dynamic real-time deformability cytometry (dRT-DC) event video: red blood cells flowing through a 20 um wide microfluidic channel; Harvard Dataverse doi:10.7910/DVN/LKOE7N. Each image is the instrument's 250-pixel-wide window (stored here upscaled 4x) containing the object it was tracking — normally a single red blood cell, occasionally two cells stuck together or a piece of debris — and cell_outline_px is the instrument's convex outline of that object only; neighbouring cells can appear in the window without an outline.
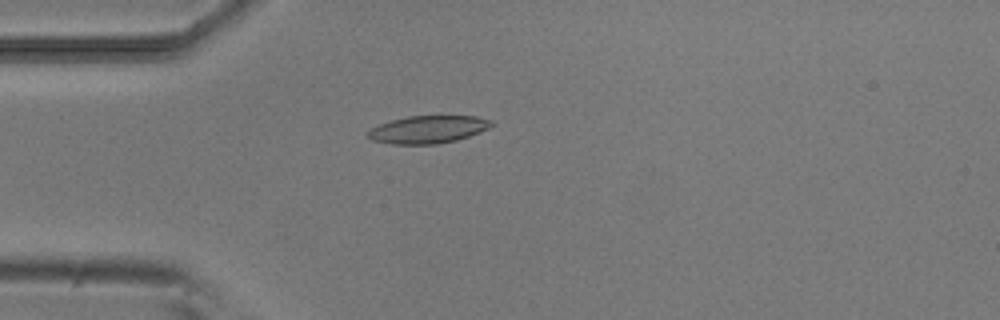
{"species": "common noctule bat (a hibernating species)", "species_latin": "Nyctalus noctula", "temperature_condition": "room temperature", "stored_images_in_passage": 52, "camera_frame_rate_fps": 3000, "um_per_image_px": 0.085, "animal": {"sex": "male", "body_mass_g": 20.5, "forearm_length_mm": 52.5}, "frame": {"image": 1, "passage_image": 14, "time_ms": 4.333, "image_size_px": [1000, 320], "cell_outline_px": [[496, 124], [480, 132], [456, 140], [436, 144], [392, 144], [372, 140], [364, 136], [372, 128], [380, 124], [392, 120], [408, 116], [476, 116], [492, 120]], "centroid_in_image_um": [36.39, 11.0], "position_along_channel_um": 48.6, "area_um2": 19.88}}
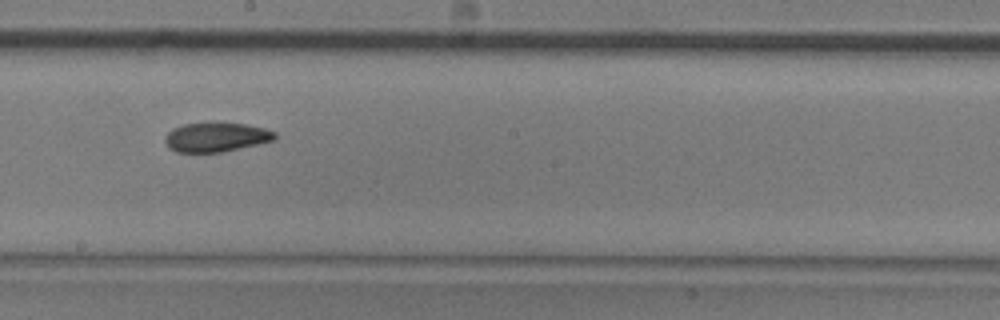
{"frame": {"image": 2, "passage_image": 29, "time_ms": 9.333, "image_size_px": [1000, 320], "cell_outline_px": [[276, 140], [220, 152], [176, 152], [168, 148], [164, 140], [164, 136], [172, 128], [184, 124], [212, 120], [216, 120], [244, 124], [264, 128], [276, 132]], "centroid_in_image_um": [18.34, 11.61], "position_along_channel_um": 229.9, "area_um2": 19.36}}
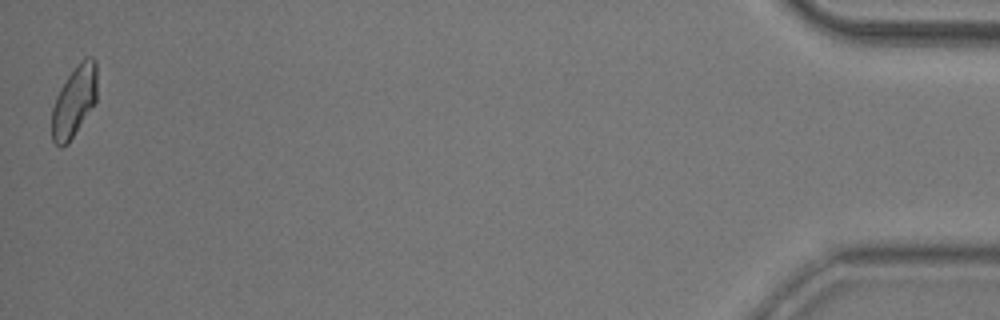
{"frame": {"image": 3, "passage_image": 52, "time_ms": 17.0, "image_size_px": [1000, 320], "cell_outline_px": [[96, 100], [68, 144], [60, 148], [52, 140], [52, 108], [56, 96], [60, 88], [68, 76], [88, 56], [92, 56], [96, 60]], "centroid_in_image_um": [6.29, 8.65], "position_along_channel_um": 428.9, "area_um2": 18.26}, "authors_computed_cell_mechanics": {"area_um2": 19.3919, "velocity_mm_per_s": 3.8411, "shape_relaxation_time_tau1_ms": 4.5209, "shape_relaxation_time_tau2_ms": 2.6682, "deformation_change_tau1": 0.1342, "deformation_change_tau2": 0.0819}}